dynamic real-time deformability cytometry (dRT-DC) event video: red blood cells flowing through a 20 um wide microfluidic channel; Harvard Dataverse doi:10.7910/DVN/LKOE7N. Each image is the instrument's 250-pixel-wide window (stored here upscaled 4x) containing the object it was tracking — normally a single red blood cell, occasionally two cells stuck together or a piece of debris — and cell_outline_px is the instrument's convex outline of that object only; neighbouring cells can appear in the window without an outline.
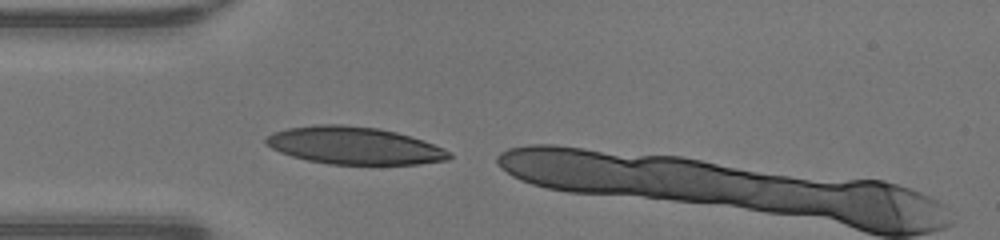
{"species": "human", "species_latin": "Homo sapiens", "temperature_condition": "warm", "stored_images_in_passage": 8, "camera_frame_rate_fps": 3000, "um_per_image_px": 0.085, "donor": {"sex": "male"}, "frame": {"image": 1, "passage_image": 1, "time_ms": 0.0, "image_size_px": [1000, 240], "cell_outline_px": [[452, 156], [448, 160], [420, 164], [328, 164], [308, 160], [292, 156], [280, 152], [264, 144], [264, 140], [272, 132], [288, 128], [312, 124], [344, 124], [380, 128], [396, 132], [444, 148], [452, 152]], "centroid_in_image_um": [30.09, 12.37], "position_along_channel_um": 54.9, "area_um2": 40.06}}
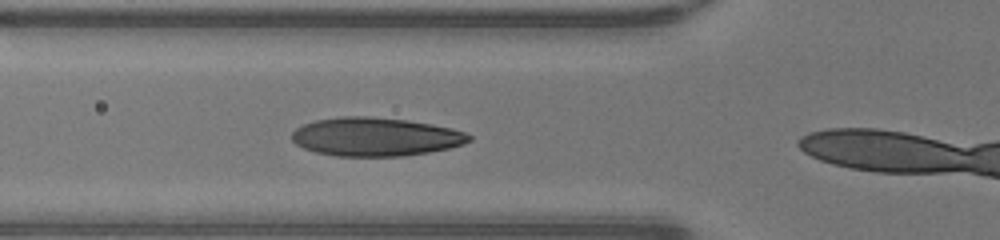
{"frame": {"image": 2, "passage_image": 4, "time_ms": 1.0, "image_size_px": [1000, 240], "cell_outline_px": [[472, 140], [464, 144], [448, 148], [428, 152], [404, 156], [336, 156], [316, 152], [304, 148], [296, 144], [292, 140], [292, 132], [296, 128], [304, 124], [316, 120], [340, 116], [368, 116], [408, 120], [432, 124], [452, 128], [464, 132], [472, 136]], "centroid_in_image_um": [31.92, 11.62], "position_along_channel_um": 93.9, "area_um2": 39.88}}
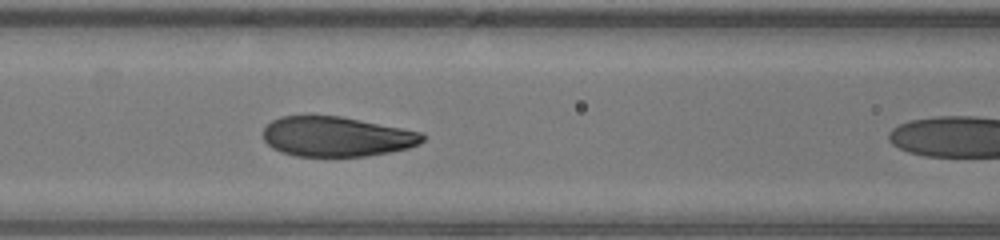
{"frame": {"image": 3, "passage_image": 7, "time_ms": 2.0, "image_size_px": [1000, 240], "cell_outline_px": [[428, 136], [420, 144], [408, 148], [388, 152], [364, 156], [296, 156], [280, 152], [272, 148], [264, 140], [264, 128], [272, 120], [280, 116], [340, 116], [424, 132]], "centroid_in_image_um": [28.64, 11.61], "position_along_channel_um": 138.0, "area_um2": 37.17}}